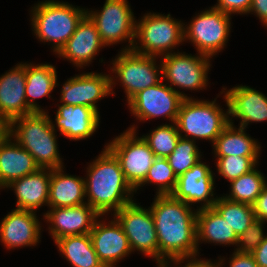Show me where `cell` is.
I'll return each instance as SVG.
<instances>
[{
	"mask_svg": "<svg viewBox=\"0 0 267 267\" xmlns=\"http://www.w3.org/2000/svg\"><path fill=\"white\" fill-rule=\"evenodd\" d=\"M153 200L149 208L158 238V265L173 259L198 258V209L171 194L155 195Z\"/></svg>",
	"mask_w": 267,
	"mask_h": 267,
	"instance_id": "obj_1",
	"label": "cell"
},
{
	"mask_svg": "<svg viewBox=\"0 0 267 267\" xmlns=\"http://www.w3.org/2000/svg\"><path fill=\"white\" fill-rule=\"evenodd\" d=\"M86 171V201L100 216L114 214L135 201V190L126 181L118 159L106 146Z\"/></svg>",
	"mask_w": 267,
	"mask_h": 267,
	"instance_id": "obj_2",
	"label": "cell"
},
{
	"mask_svg": "<svg viewBox=\"0 0 267 267\" xmlns=\"http://www.w3.org/2000/svg\"><path fill=\"white\" fill-rule=\"evenodd\" d=\"M49 112H33L8 123V134L34 158L40 168L63 167L57 143V131Z\"/></svg>",
	"mask_w": 267,
	"mask_h": 267,
	"instance_id": "obj_3",
	"label": "cell"
},
{
	"mask_svg": "<svg viewBox=\"0 0 267 267\" xmlns=\"http://www.w3.org/2000/svg\"><path fill=\"white\" fill-rule=\"evenodd\" d=\"M86 11L64 1H39L30 11L32 31L40 42H49L57 55L86 16Z\"/></svg>",
	"mask_w": 267,
	"mask_h": 267,
	"instance_id": "obj_4",
	"label": "cell"
},
{
	"mask_svg": "<svg viewBox=\"0 0 267 267\" xmlns=\"http://www.w3.org/2000/svg\"><path fill=\"white\" fill-rule=\"evenodd\" d=\"M227 111L213 101L186 98L182 101L175 124L182 138L191 140H208L214 144L216 138L229 124L228 103L225 97ZM184 133V134H182Z\"/></svg>",
	"mask_w": 267,
	"mask_h": 267,
	"instance_id": "obj_5",
	"label": "cell"
},
{
	"mask_svg": "<svg viewBox=\"0 0 267 267\" xmlns=\"http://www.w3.org/2000/svg\"><path fill=\"white\" fill-rule=\"evenodd\" d=\"M183 24L181 20L171 17L170 13H145L138 21L136 19L132 50L158 58L176 52L174 49L184 42Z\"/></svg>",
	"mask_w": 267,
	"mask_h": 267,
	"instance_id": "obj_6",
	"label": "cell"
},
{
	"mask_svg": "<svg viewBox=\"0 0 267 267\" xmlns=\"http://www.w3.org/2000/svg\"><path fill=\"white\" fill-rule=\"evenodd\" d=\"M157 57L143 55L133 50H120L111 61V94L116 82L121 83L127 102L137 93L154 86L162 80V65L157 64ZM114 76V77H113Z\"/></svg>",
	"mask_w": 267,
	"mask_h": 267,
	"instance_id": "obj_7",
	"label": "cell"
},
{
	"mask_svg": "<svg viewBox=\"0 0 267 267\" xmlns=\"http://www.w3.org/2000/svg\"><path fill=\"white\" fill-rule=\"evenodd\" d=\"M232 15L209 7L183 24L184 42H191L196 52L214 57L227 46Z\"/></svg>",
	"mask_w": 267,
	"mask_h": 267,
	"instance_id": "obj_8",
	"label": "cell"
},
{
	"mask_svg": "<svg viewBox=\"0 0 267 267\" xmlns=\"http://www.w3.org/2000/svg\"><path fill=\"white\" fill-rule=\"evenodd\" d=\"M162 65V80L167 82L172 89L184 99L193 98L187 96L180 89L203 90L208 86V73L210 72L211 57L197 53V55L185 52H174L160 58ZM170 83V84H169ZM177 89H175L174 87Z\"/></svg>",
	"mask_w": 267,
	"mask_h": 267,
	"instance_id": "obj_9",
	"label": "cell"
},
{
	"mask_svg": "<svg viewBox=\"0 0 267 267\" xmlns=\"http://www.w3.org/2000/svg\"><path fill=\"white\" fill-rule=\"evenodd\" d=\"M135 124L105 146L118 159L126 181L135 190L146 178L156 156L142 136H138Z\"/></svg>",
	"mask_w": 267,
	"mask_h": 267,
	"instance_id": "obj_10",
	"label": "cell"
},
{
	"mask_svg": "<svg viewBox=\"0 0 267 267\" xmlns=\"http://www.w3.org/2000/svg\"><path fill=\"white\" fill-rule=\"evenodd\" d=\"M129 4L128 0H106L101 10L90 11L87 8L86 15L95 24L106 46L128 41L129 44L121 50H132L136 18Z\"/></svg>",
	"mask_w": 267,
	"mask_h": 267,
	"instance_id": "obj_11",
	"label": "cell"
},
{
	"mask_svg": "<svg viewBox=\"0 0 267 267\" xmlns=\"http://www.w3.org/2000/svg\"><path fill=\"white\" fill-rule=\"evenodd\" d=\"M111 215L121 225L132 252L137 250L142 255L154 258L158 265V238L150 208H143L133 201Z\"/></svg>",
	"mask_w": 267,
	"mask_h": 267,
	"instance_id": "obj_12",
	"label": "cell"
},
{
	"mask_svg": "<svg viewBox=\"0 0 267 267\" xmlns=\"http://www.w3.org/2000/svg\"><path fill=\"white\" fill-rule=\"evenodd\" d=\"M163 82L161 80L156 85L143 89L127 102V107L136 120L147 121L163 117L175 123L184 98Z\"/></svg>",
	"mask_w": 267,
	"mask_h": 267,
	"instance_id": "obj_13",
	"label": "cell"
},
{
	"mask_svg": "<svg viewBox=\"0 0 267 267\" xmlns=\"http://www.w3.org/2000/svg\"><path fill=\"white\" fill-rule=\"evenodd\" d=\"M60 93L61 104L88 106L100 115L97 103L104 97L112 95L111 75L103 72H82L67 79Z\"/></svg>",
	"mask_w": 267,
	"mask_h": 267,
	"instance_id": "obj_14",
	"label": "cell"
},
{
	"mask_svg": "<svg viewBox=\"0 0 267 267\" xmlns=\"http://www.w3.org/2000/svg\"><path fill=\"white\" fill-rule=\"evenodd\" d=\"M209 165L198 161L191 169L177 178L171 195L188 205L200 203L197 209L213 207L218 199L214 196L215 176ZM215 197V198H214Z\"/></svg>",
	"mask_w": 267,
	"mask_h": 267,
	"instance_id": "obj_15",
	"label": "cell"
},
{
	"mask_svg": "<svg viewBox=\"0 0 267 267\" xmlns=\"http://www.w3.org/2000/svg\"><path fill=\"white\" fill-rule=\"evenodd\" d=\"M49 209L43 219L49 224V234L54 242L66 236L89 234L96 220L103 219L88 203Z\"/></svg>",
	"mask_w": 267,
	"mask_h": 267,
	"instance_id": "obj_16",
	"label": "cell"
},
{
	"mask_svg": "<svg viewBox=\"0 0 267 267\" xmlns=\"http://www.w3.org/2000/svg\"><path fill=\"white\" fill-rule=\"evenodd\" d=\"M107 223L98 218L89 235L93 248L104 266L116 267V263L128 257L132 250L118 221L113 218Z\"/></svg>",
	"mask_w": 267,
	"mask_h": 267,
	"instance_id": "obj_17",
	"label": "cell"
},
{
	"mask_svg": "<svg viewBox=\"0 0 267 267\" xmlns=\"http://www.w3.org/2000/svg\"><path fill=\"white\" fill-rule=\"evenodd\" d=\"M223 87L228 103L229 123L240 119L239 127L247 128L252 122L267 121V96L246 85H238L229 90ZM225 90V91H224ZM233 118V119H232Z\"/></svg>",
	"mask_w": 267,
	"mask_h": 267,
	"instance_id": "obj_18",
	"label": "cell"
},
{
	"mask_svg": "<svg viewBox=\"0 0 267 267\" xmlns=\"http://www.w3.org/2000/svg\"><path fill=\"white\" fill-rule=\"evenodd\" d=\"M36 212L12 209L0 223V242L8 250L36 246L41 237L42 224Z\"/></svg>",
	"mask_w": 267,
	"mask_h": 267,
	"instance_id": "obj_19",
	"label": "cell"
},
{
	"mask_svg": "<svg viewBox=\"0 0 267 267\" xmlns=\"http://www.w3.org/2000/svg\"><path fill=\"white\" fill-rule=\"evenodd\" d=\"M25 86L26 63H17L0 76V117L7 124L34 112L27 104Z\"/></svg>",
	"mask_w": 267,
	"mask_h": 267,
	"instance_id": "obj_20",
	"label": "cell"
},
{
	"mask_svg": "<svg viewBox=\"0 0 267 267\" xmlns=\"http://www.w3.org/2000/svg\"><path fill=\"white\" fill-rule=\"evenodd\" d=\"M105 46L95 24L86 15L57 55L82 69L89 66Z\"/></svg>",
	"mask_w": 267,
	"mask_h": 267,
	"instance_id": "obj_21",
	"label": "cell"
},
{
	"mask_svg": "<svg viewBox=\"0 0 267 267\" xmlns=\"http://www.w3.org/2000/svg\"><path fill=\"white\" fill-rule=\"evenodd\" d=\"M57 106L55 124L52 119L51 124L53 129L58 130L66 139L78 141L90 138L100 126V115L88 106L71 104Z\"/></svg>",
	"mask_w": 267,
	"mask_h": 267,
	"instance_id": "obj_22",
	"label": "cell"
},
{
	"mask_svg": "<svg viewBox=\"0 0 267 267\" xmlns=\"http://www.w3.org/2000/svg\"><path fill=\"white\" fill-rule=\"evenodd\" d=\"M51 171L52 169L39 168L5 187L13 188L17 200L15 209L37 212L42 206H48Z\"/></svg>",
	"mask_w": 267,
	"mask_h": 267,
	"instance_id": "obj_23",
	"label": "cell"
},
{
	"mask_svg": "<svg viewBox=\"0 0 267 267\" xmlns=\"http://www.w3.org/2000/svg\"><path fill=\"white\" fill-rule=\"evenodd\" d=\"M40 167L29 152L9 134L0 141V188L36 172Z\"/></svg>",
	"mask_w": 267,
	"mask_h": 267,
	"instance_id": "obj_24",
	"label": "cell"
},
{
	"mask_svg": "<svg viewBox=\"0 0 267 267\" xmlns=\"http://www.w3.org/2000/svg\"><path fill=\"white\" fill-rule=\"evenodd\" d=\"M63 169L51 171L48 207H74L87 203L84 177L66 174Z\"/></svg>",
	"mask_w": 267,
	"mask_h": 267,
	"instance_id": "obj_25",
	"label": "cell"
},
{
	"mask_svg": "<svg viewBox=\"0 0 267 267\" xmlns=\"http://www.w3.org/2000/svg\"><path fill=\"white\" fill-rule=\"evenodd\" d=\"M214 158L226 156L259 157L261 144L251 138L246 128H236L234 124H228L212 145Z\"/></svg>",
	"mask_w": 267,
	"mask_h": 267,
	"instance_id": "obj_26",
	"label": "cell"
},
{
	"mask_svg": "<svg viewBox=\"0 0 267 267\" xmlns=\"http://www.w3.org/2000/svg\"><path fill=\"white\" fill-rule=\"evenodd\" d=\"M196 228L198 251L199 244L203 242L224 246L237 244L238 236L214 207L197 211Z\"/></svg>",
	"mask_w": 267,
	"mask_h": 267,
	"instance_id": "obj_27",
	"label": "cell"
},
{
	"mask_svg": "<svg viewBox=\"0 0 267 267\" xmlns=\"http://www.w3.org/2000/svg\"><path fill=\"white\" fill-rule=\"evenodd\" d=\"M55 67L48 63H26L25 97L34 112H46L35 100L47 96L50 98L55 87L59 86Z\"/></svg>",
	"mask_w": 267,
	"mask_h": 267,
	"instance_id": "obj_28",
	"label": "cell"
},
{
	"mask_svg": "<svg viewBox=\"0 0 267 267\" xmlns=\"http://www.w3.org/2000/svg\"><path fill=\"white\" fill-rule=\"evenodd\" d=\"M54 243L73 267H105L93 248L89 234L66 236Z\"/></svg>",
	"mask_w": 267,
	"mask_h": 267,
	"instance_id": "obj_29",
	"label": "cell"
},
{
	"mask_svg": "<svg viewBox=\"0 0 267 267\" xmlns=\"http://www.w3.org/2000/svg\"><path fill=\"white\" fill-rule=\"evenodd\" d=\"M267 178L255 166L252 170L230 182L229 194L224 197L235 202L253 205L267 185Z\"/></svg>",
	"mask_w": 267,
	"mask_h": 267,
	"instance_id": "obj_30",
	"label": "cell"
},
{
	"mask_svg": "<svg viewBox=\"0 0 267 267\" xmlns=\"http://www.w3.org/2000/svg\"><path fill=\"white\" fill-rule=\"evenodd\" d=\"M237 236L256 220L252 205L231 201L219 196L213 206Z\"/></svg>",
	"mask_w": 267,
	"mask_h": 267,
	"instance_id": "obj_31",
	"label": "cell"
},
{
	"mask_svg": "<svg viewBox=\"0 0 267 267\" xmlns=\"http://www.w3.org/2000/svg\"><path fill=\"white\" fill-rule=\"evenodd\" d=\"M177 176L170 167L167 158L156 157L150 167L145 180L135 189H142L145 184H154L157 186L156 195L171 194L176 186Z\"/></svg>",
	"mask_w": 267,
	"mask_h": 267,
	"instance_id": "obj_32",
	"label": "cell"
},
{
	"mask_svg": "<svg viewBox=\"0 0 267 267\" xmlns=\"http://www.w3.org/2000/svg\"><path fill=\"white\" fill-rule=\"evenodd\" d=\"M156 157L167 158L181 137L175 123L157 126L147 135H142Z\"/></svg>",
	"mask_w": 267,
	"mask_h": 267,
	"instance_id": "obj_33",
	"label": "cell"
},
{
	"mask_svg": "<svg viewBox=\"0 0 267 267\" xmlns=\"http://www.w3.org/2000/svg\"><path fill=\"white\" fill-rule=\"evenodd\" d=\"M201 156L202 154L196 145V141L180 137L167 160L178 178L200 161L202 159Z\"/></svg>",
	"mask_w": 267,
	"mask_h": 267,
	"instance_id": "obj_34",
	"label": "cell"
},
{
	"mask_svg": "<svg viewBox=\"0 0 267 267\" xmlns=\"http://www.w3.org/2000/svg\"><path fill=\"white\" fill-rule=\"evenodd\" d=\"M258 159L260 158L244 156L219 157L216 162V172L231 182L259 165Z\"/></svg>",
	"mask_w": 267,
	"mask_h": 267,
	"instance_id": "obj_35",
	"label": "cell"
},
{
	"mask_svg": "<svg viewBox=\"0 0 267 267\" xmlns=\"http://www.w3.org/2000/svg\"><path fill=\"white\" fill-rule=\"evenodd\" d=\"M266 222L256 219L241 235L238 236L234 250L241 253H252L265 239Z\"/></svg>",
	"mask_w": 267,
	"mask_h": 267,
	"instance_id": "obj_36",
	"label": "cell"
},
{
	"mask_svg": "<svg viewBox=\"0 0 267 267\" xmlns=\"http://www.w3.org/2000/svg\"><path fill=\"white\" fill-rule=\"evenodd\" d=\"M251 4L252 0H217V3L212 7L229 15H247Z\"/></svg>",
	"mask_w": 267,
	"mask_h": 267,
	"instance_id": "obj_37",
	"label": "cell"
},
{
	"mask_svg": "<svg viewBox=\"0 0 267 267\" xmlns=\"http://www.w3.org/2000/svg\"><path fill=\"white\" fill-rule=\"evenodd\" d=\"M181 263H183V264L185 263V264L180 265ZM157 267H220V266H219L217 260L211 261V259L193 258V259H173L170 261L168 260V261H164L163 263L157 265Z\"/></svg>",
	"mask_w": 267,
	"mask_h": 267,
	"instance_id": "obj_38",
	"label": "cell"
},
{
	"mask_svg": "<svg viewBox=\"0 0 267 267\" xmlns=\"http://www.w3.org/2000/svg\"><path fill=\"white\" fill-rule=\"evenodd\" d=\"M230 257L228 260L229 267H258L251 253L234 251ZM217 261L220 267H224L226 264L224 256L223 258L220 256Z\"/></svg>",
	"mask_w": 267,
	"mask_h": 267,
	"instance_id": "obj_39",
	"label": "cell"
},
{
	"mask_svg": "<svg viewBox=\"0 0 267 267\" xmlns=\"http://www.w3.org/2000/svg\"><path fill=\"white\" fill-rule=\"evenodd\" d=\"M255 218L267 223V185L252 205Z\"/></svg>",
	"mask_w": 267,
	"mask_h": 267,
	"instance_id": "obj_40",
	"label": "cell"
},
{
	"mask_svg": "<svg viewBox=\"0 0 267 267\" xmlns=\"http://www.w3.org/2000/svg\"><path fill=\"white\" fill-rule=\"evenodd\" d=\"M253 14L259 18L262 25L267 27V0H252L248 14Z\"/></svg>",
	"mask_w": 267,
	"mask_h": 267,
	"instance_id": "obj_41",
	"label": "cell"
},
{
	"mask_svg": "<svg viewBox=\"0 0 267 267\" xmlns=\"http://www.w3.org/2000/svg\"><path fill=\"white\" fill-rule=\"evenodd\" d=\"M251 254L258 267H267V236Z\"/></svg>",
	"mask_w": 267,
	"mask_h": 267,
	"instance_id": "obj_42",
	"label": "cell"
},
{
	"mask_svg": "<svg viewBox=\"0 0 267 267\" xmlns=\"http://www.w3.org/2000/svg\"><path fill=\"white\" fill-rule=\"evenodd\" d=\"M8 134V124L0 117V141Z\"/></svg>",
	"mask_w": 267,
	"mask_h": 267,
	"instance_id": "obj_43",
	"label": "cell"
}]
</instances>
